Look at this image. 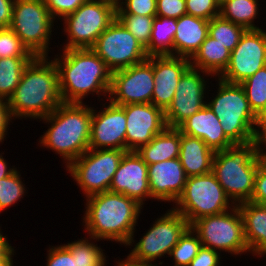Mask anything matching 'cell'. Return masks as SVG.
Wrapping results in <instances>:
<instances>
[{
	"label": "cell",
	"instance_id": "cell-50",
	"mask_svg": "<svg viewBox=\"0 0 266 266\" xmlns=\"http://www.w3.org/2000/svg\"><path fill=\"white\" fill-rule=\"evenodd\" d=\"M0 225V254L10 245L7 235H3V232L1 231Z\"/></svg>",
	"mask_w": 266,
	"mask_h": 266
},
{
	"label": "cell",
	"instance_id": "cell-42",
	"mask_svg": "<svg viewBox=\"0 0 266 266\" xmlns=\"http://www.w3.org/2000/svg\"><path fill=\"white\" fill-rule=\"evenodd\" d=\"M46 255V266H76L75 258L62 243L49 246Z\"/></svg>",
	"mask_w": 266,
	"mask_h": 266
},
{
	"label": "cell",
	"instance_id": "cell-47",
	"mask_svg": "<svg viewBox=\"0 0 266 266\" xmlns=\"http://www.w3.org/2000/svg\"><path fill=\"white\" fill-rule=\"evenodd\" d=\"M15 0H0V28H10Z\"/></svg>",
	"mask_w": 266,
	"mask_h": 266
},
{
	"label": "cell",
	"instance_id": "cell-31",
	"mask_svg": "<svg viewBox=\"0 0 266 266\" xmlns=\"http://www.w3.org/2000/svg\"><path fill=\"white\" fill-rule=\"evenodd\" d=\"M100 240L87 236L63 244L75 258L76 266H100L106 261V255L101 246L96 244Z\"/></svg>",
	"mask_w": 266,
	"mask_h": 266
},
{
	"label": "cell",
	"instance_id": "cell-20",
	"mask_svg": "<svg viewBox=\"0 0 266 266\" xmlns=\"http://www.w3.org/2000/svg\"><path fill=\"white\" fill-rule=\"evenodd\" d=\"M190 68V59L178 56H153L154 90L151 103L166 110L171 104L182 75Z\"/></svg>",
	"mask_w": 266,
	"mask_h": 266
},
{
	"label": "cell",
	"instance_id": "cell-35",
	"mask_svg": "<svg viewBox=\"0 0 266 266\" xmlns=\"http://www.w3.org/2000/svg\"><path fill=\"white\" fill-rule=\"evenodd\" d=\"M202 243L198 235L189 227L180 237L177 245L169 255L173 266H188L191 260L198 254Z\"/></svg>",
	"mask_w": 266,
	"mask_h": 266
},
{
	"label": "cell",
	"instance_id": "cell-12",
	"mask_svg": "<svg viewBox=\"0 0 266 266\" xmlns=\"http://www.w3.org/2000/svg\"><path fill=\"white\" fill-rule=\"evenodd\" d=\"M126 150L88 149L71 162L66 171L85 198L109 191L113 176Z\"/></svg>",
	"mask_w": 266,
	"mask_h": 266
},
{
	"label": "cell",
	"instance_id": "cell-49",
	"mask_svg": "<svg viewBox=\"0 0 266 266\" xmlns=\"http://www.w3.org/2000/svg\"><path fill=\"white\" fill-rule=\"evenodd\" d=\"M3 151L0 153V179L9 176L17 167H10L4 158Z\"/></svg>",
	"mask_w": 266,
	"mask_h": 266
},
{
	"label": "cell",
	"instance_id": "cell-37",
	"mask_svg": "<svg viewBox=\"0 0 266 266\" xmlns=\"http://www.w3.org/2000/svg\"><path fill=\"white\" fill-rule=\"evenodd\" d=\"M35 57L11 28H0V58Z\"/></svg>",
	"mask_w": 266,
	"mask_h": 266
},
{
	"label": "cell",
	"instance_id": "cell-4",
	"mask_svg": "<svg viewBox=\"0 0 266 266\" xmlns=\"http://www.w3.org/2000/svg\"><path fill=\"white\" fill-rule=\"evenodd\" d=\"M91 118L92 107L86 103H61L39 119L50 126L38 139V146L58 154L66 168L89 149Z\"/></svg>",
	"mask_w": 266,
	"mask_h": 266
},
{
	"label": "cell",
	"instance_id": "cell-32",
	"mask_svg": "<svg viewBox=\"0 0 266 266\" xmlns=\"http://www.w3.org/2000/svg\"><path fill=\"white\" fill-rule=\"evenodd\" d=\"M245 30L243 26L226 20L219 15L209 21L208 35L232 52Z\"/></svg>",
	"mask_w": 266,
	"mask_h": 266
},
{
	"label": "cell",
	"instance_id": "cell-34",
	"mask_svg": "<svg viewBox=\"0 0 266 266\" xmlns=\"http://www.w3.org/2000/svg\"><path fill=\"white\" fill-rule=\"evenodd\" d=\"M21 178V173L16 168L9 176L0 179V214L15 203L18 204L28 193Z\"/></svg>",
	"mask_w": 266,
	"mask_h": 266
},
{
	"label": "cell",
	"instance_id": "cell-13",
	"mask_svg": "<svg viewBox=\"0 0 266 266\" xmlns=\"http://www.w3.org/2000/svg\"><path fill=\"white\" fill-rule=\"evenodd\" d=\"M91 49L112 73L142 63L149 57L143 45L117 18L101 33Z\"/></svg>",
	"mask_w": 266,
	"mask_h": 266
},
{
	"label": "cell",
	"instance_id": "cell-38",
	"mask_svg": "<svg viewBox=\"0 0 266 266\" xmlns=\"http://www.w3.org/2000/svg\"><path fill=\"white\" fill-rule=\"evenodd\" d=\"M116 14L156 16V0H116Z\"/></svg>",
	"mask_w": 266,
	"mask_h": 266
},
{
	"label": "cell",
	"instance_id": "cell-9",
	"mask_svg": "<svg viewBox=\"0 0 266 266\" xmlns=\"http://www.w3.org/2000/svg\"><path fill=\"white\" fill-rule=\"evenodd\" d=\"M55 19L42 0H15L11 30L34 56H49Z\"/></svg>",
	"mask_w": 266,
	"mask_h": 266
},
{
	"label": "cell",
	"instance_id": "cell-3",
	"mask_svg": "<svg viewBox=\"0 0 266 266\" xmlns=\"http://www.w3.org/2000/svg\"><path fill=\"white\" fill-rule=\"evenodd\" d=\"M82 226L89 237L126 247L135 237L143 207L124 194L110 191L86 198Z\"/></svg>",
	"mask_w": 266,
	"mask_h": 266
},
{
	"label": "cell",
	"instance_id": "cell-30",
	"mask_svg": "<svg viewBox=\"0 0 266 266\" xmlns=\"http://www.w3.org/2000/svg\"><path fill=\"white\" fill-rule=\"evenodd\" d=\"M34 57L0 58V98L8 101Z\"/></svg>",
	"mask_w": 266,
	"mask_h": 266
},
{
	"label": "cell",
	"instance_id": "cell-41",
	"mask_svg": "<svg viewBox=\"0 0 266 266\" xmlns=\"http://www.w3.org/2000/svg\"><path fill=\"white\" fill-rule=\"evenodd\" d=\"M185 14V0H156V16L178 19Z\"/></svg>",
	"mask_w": 266,
	"mask_h": 266
},
{
	"label": "cell",
	"instance_id": "cell-15",
	"mask_svg": "<svg viewBox=\"0 0 266 266\" xmlns=\"http://www.w3.org/2000/svg\"><path fill=\"white\" fill-rule=\"evenodd\" d=\"M261 28L245 30L219 79L240 84L266 65V31Z\"/></svg>",
	"mask_w": 266,
	"mask_h": 266
},
{
	"label": "cell",
	"instance_id": "cell-45",
	"mask_svg": "<svg viewBox=\"0 0 266 266\" xmlns=\"http://www.w3.org/2000/svg\"><path fill=\"white\" fill-rule=\"evenodd\" d=\"M256 154L266 160V117H258L255 124L253 141Z\"/></svg>",
	"mask_w": 266,
	"mask_h": 266
},
{
	"label": "cell",
	"instance_id": "cell-11",
	"mask_svg": "<svg viewBox=\"0 0 266 266\" xmlns=\"http://www.w3.org/2000/svg\"><path fill=\"white\" fill-rule=\"evenodd\" d=\"M190 228L198 235L202 246L214 251L241 256L249 253L241 213L237 205L230 210L195 220Z\"/></svg>",
	"mask_w": 266,
	"mask_h": 266
},
{
	"label": "cell",
	"instance_id": "cell-26",
	"mask_svg": "<svg viewBox=\"0 0 266 266\" xmlns=\"http://www.w3.org/2000/svg\"><path fill=\"white\" fill-rule=\"evenodd\" d=\"M230 51L211 36H207L190 59V67L202 70L218 78L228 66Z\"/></svg>",
	"mask_w": 266,
	"mask_h": 266
},
{
	"label": "cell",
	"instance_id": "cell-10",
	"mask_svg": "<svg viewBox=\"0 0 266 266\" xmlns=\"http://www.w3.org/2000/svg\"><path fill=\"white\" fill-rule=\"evenodd\" d=\"M174 205L173 208L189 225L197 219L221 214L234 207L212 172L187 177L184 191Z\"/></svg>",
	"mask_w": 266,
	"mask_h": 266
},
{
	"label": "cell",
	"instance_id": "cell-22",
	"mask_svg": "<svg viewBox=\"0 0 266 266\" xmlns=\"http://www.w3.org/2000/svg\"><path fill=\"white\" fill-rule=\"evenodd\" d=\"M177 129L183 134L202 139L214 152L234 145L224 134L220 121L208 105L187 118Z\"/></svg>",
	"mask_w": 266,
	"mask_h": 266
},
{
	"label": "cell",
	"instance_id": "cell-8",
	"mask_svg": "<svg viewBox=\"0 0 266 266\" xmlns=\"http://www.w3.org/2000/svg\"><path fill=\"white\" fill-rule=\"evenodd\" d=\"M115 18L116 0H86L60 21L67 36L61 49L91 48Z\"/></svg>",
	"mask_w": 266,
	"mask_h": 266
},
{
	"label": "cell",
	"instance_id": "cell-27",
	"mask_svg": "<svg viewBox=\"0 0 266 266\" xmlns=\"http://www.w3.org/2000/svg\"><path fill=\"white\" fill-rule=\"evenodd\" d=\"M179 151L180 131L169 127L157 134L148 144L136 150L147 165L179 158Z\"/></svg>",
	"mask_w": 266,
	"mask_h": 266
},
{
	"label": "cell",
	"instance_id": "cell-39",
	"mask_svg": "<svg viewBox=\"0 0 266 266\" xmlns=\"http://www.w3.org/2000/svg\"><path fill=\"white\" fill-rule=\"evenodd\" d=\"M186 12L194 17L210 21L219 16L220 4L216 0H185Z\"/></svg>",
	"mask_w": 266,
	"mask_h": 266
},
{
	"label": "cell",
	"instance_id": "cell-6",
	"mask_svg": "<svg viewBox=\"0 0 266 266\" xmlns=\"http://www.w3.org/2000/svg\"><path fill=\"white\" fill-rule=\"evenodd\" d=\"M215 79L217 94L211 100L207 95L206 105L215 113L224 134L233 144L252 142L258 117L250 107L244 88L240 84Z\"/></svg>",
	"mask_w": 266,
	"mask_h": 266
},
{
	"label": "cell",
	"instance_id": "cell-36",
	"mask_svg": "<svg viewBox=\"0 0 266 266\" xmlns=\"http://www.w3.org/2000/svg\"><path fill=\"white\" fill-rule=\"evenodd\" d=\"M156 16L116 14V18L146 48L150 43L153 21Z\"/></svg>",
	"mask_w": 266,
	"mask_h": 266
},
{
	"label": "cell",
	"instance_id": "cell-46",
	"mask_svg": "<svg viewBox=\"0 0 266 266\" xmlns=\"http://www.w3.org/2000/svg\"><path fill=\"white\" fill-rule=\"evenodd\" d=\"M13 117L6 100L0 98V144L4 143L6 135H8L9 125L13 123Z\"/></svg>",
	"mask_w": 266,
	"mask_h": 266
},
{
	"label": "cell",
	"instance_id": "cell-44",
	"mask_svg": "<svg viewBox=\"0 0 266 266\" xmlns=\"http://www.w3.org/2000/svg\"><path fill=\"white\" fill-rule=\"evenodd\" d=\"M221 258L223 259L219 252L202 246L188 266H220L223 263Z\"/></svg>",
	"mask_w": 266,
	"mask_h": 266
},
{
	"label": "cell",
	"instance_id": "cell-54",
	"mask_svg": "<svg viewBox=\"0 0 266 266\" xmlns=\"http://www.w3.org/2000/svg\"><path fill=\"white\" fill-rule=\"evenodd\" d=\"M108 262V260H106L102 265H100V266H107V263Z\"/></svg>",
	"mask_w": 266,
	"mask_h": 266
},
{
	"label": "cell",
	"instance_id": "cell-16",
	"mask_svg": "<svg viewBox=\"0 0 266 266\" xmlns=\"http://www.w3.org/2000/svg\"><path fill=\"white\" fill-rule=\"evenodd\" d=\"M203 73V74H202ZM211 74L190 67L181 77L174 98L165 112V120L169 128H177L187 118L198 112L207 104V84L205 77ZM207 88V89H206ZM207 93V94H206Z\"/></svg>",
	"mask_w": 266,
	"mask_h": 266
},
{
	"label": "cell",
	"instance_id": "cell-24",
	"mask_svg": "<svg viewBox=\"0 0 266 266\" xmlns=\"http://www.w3.org/2000/svg\"><path fill=\"white\" fill-rule=\"evenodd\" d=\"M209 21L185 14L177 19L173 56L191 59L208 36Z\"/></svg>",
	"mask_w": 266,
	"mask_h": 266
},
{
	"label": "cell",
	"instance_id": "cell-2",
	"mask_svg": "<svg viewBox=\"0 0 266 266\" xmlns=\"http://www.w3.org/2000/svg\"><path fill=\"white\" fill-rule=\"evenodd\" d=\"M7 103L14 120L44 118L63 103L58 70L53 59L35 56L25 68Z\"/></svg>",
	"mask_w": 266,
	"mask_h": 266
},
{
	"label": "cell",
	"instance_id": "cell-23",
	"mask_svg": "<svg viewBox=\"0 0 266 266\" xmlns=\"http://www.w3.org/2000/svg\"><path fill=\"white\" fill-rule=\"evenodd\" d=\"M237 206L242 216L249 252L258 259L266 258V206L251 201Z\"/></svg>",
	"mask_w": 266,
	"mask_h": 266
},
{
	"label": "cell",
	"instance_id": "cell-1",
	"mask_svg": "<svg viewBox=\"0 0 266 266\" xmlns=\"http://www.w3.org/2000/svg\"><path fill=\"white\" fill-rule=\"evenodd\" d=\"M59 50L51 58L58 70L63 103L83 104L90 94L101 101L106 97L108 102L112 72L104 61L91 48Z\"/></svg>",
	"mask_w": 266,
	"mask_h": 266
},
{
	"label": "cell",
	"instance_id": "cell-29",
	"mask_svg": "<svg viewBox=\"0 0 266 266\" xmlns=\"http://www.w3.org/2000/svg\"><path fill=\"white\" fill-rule=\"evenodd\" d=\"M259 0H226L220 5V16L247 29H259Z\"/></svg>",
	"mask_w": 266,
	"mask_h": 266
},
{
	"label": "cell",
	"instance_id": "cell-5",
	"mask_svg": "<svg viewBox=\"0 0 266 266\" xmlns=\"http://www.w3.org/2000/svg\"><path fill=\"white\" fill-rule=\"evenodd\" d=\"M260 159L253 142L214 153L212 173L234 205L251 200Z\"/></svg>",
	"mask_w": 266,
	"mask_h": 266
},
{
	"label": "cell",
	"instance_id": "cell-14",
	"mask_svg": "<svg viewBox=\"0 0 266 266\" xmlns=\"http://www.w3.org/2000/svg\"><path fill=\"white\" fill-rule=\"evenodd\" d=\"M154 90L153 56L112 73L108 101L126 104L151 103Z\"/></svg>",
	"mask_w": 266,
	"mask_h": 266
},
{
	"label": "cell",
	"instance_id": "cell-19",
	"mask_svg": "<svg viewBox=\"0 0 266 266\" xmlns=\"http://www.w3.org/2000/svg\"><path fill=\"white\" fill-rule=\"evenodd\" d=\"M148 165L136 151H127L116 170L109 191L124 194L144 207V202L151 199L148 182Z\"/></svg>",
	"mask_w": 266,
	"mask_h": 266
},
{
	"label": "cell",
	"instance_id": "cell-7",
	"mask_svg": "<svg viewBox=\"0 0 266 266\" xmlns=\"http://www.w3.org/2000/svg\"><path fill=\"white\" fill-rule=\"evenodd\" d=\"M150 226L138 242L134 237L130 239L126 248L128 246L131 251L126 258L136 264L160 266L164 261L156 263L157 258H169L171 250L190 225L178 211L171 207L156 218Z\"/></svg>",
	"mask_w": 266,
	"mask_h": 266
},
{
	"label": "cell",
	"instance_id": "cell-28",
	"mask_svg": "<svg viewBox=\"0 0 266 266\" xmlns=\"http://www.w3.org/2000/svg\"><path fill=\"white\" fill-rule=\"evenodd\" d=\"M177 19L156 16L153 21L149 45L145 48L148 56H173L174 36Z\"/></svg>",
	"mask_w": 266,
	"mask_h": 266
},
{
	"label": "cell",
	"instance_id": "cell-43",
	"mask_svg": "<svg viewBox=\"0 0 266 266\" xmlns=\"http://www.w3.org/2000/svg\"><path fill=\"white\" fill-rule=\"evenodd\" d=\"M251 202L266 206V160L260 159Z\"/></svg>",
	"mask_w": 266,
	"mask_h": 266
},
{
	"label": "cell",
	"instance_id": "cell-51",
	"mask_svg": "<svg viewBox=\"0 0 266 266\" xmlns=\"http://www.w3.org/2000/svg\"><path fill=\"white\" fill-rule=\"evenodd\" d=\"M115 262H114L115 264L114 266H151V265H144V264H136V263L129 261L127 258H125L124 260L119 258V260L118 261L115 260Z\"/></svg>",
	"mask_w": 266,
	"mask_h": 266
},
{
	"label": "cell",
	"instance_id": "cell-25",
	"mask_svg": "<svg viewBox=\"0 0 266 266\" xmlns=\"http://www.w3.org/2000/svg\"><path fill=\"white\" fill-rule=\"evenodd\" d=\"M214 153L202 139L180 132L179 160L187 177L211 173Z\"/></svg>",
	"mask_w": 266,
	"mask_h": 266
},
{
	"label": "cell",
	"instance_id": "cell-53",
	"mask_svg": "<svg viewBox=\"0 0 266 266\" xmlns=\"http://www.w3.org/2000/svg\"><path fill=\"white\" fill-rule=\"evenodd\" d=\"M220 5L226 0H216Z\"/></svg>",
	"mask_w": 266,
	"mask_h": 266
},
{
	"label": "cell",
	"instance_id": "cell-21",
	"mask_svg": "<svg viewBox=\"0 0 266 266\" xmlns=\"http://www.w3.org/2000/svg\"><path fill=\"white\" fill-rule=\"evenodd\" d=\"M148 182L151 199L173 202L182 195L187 176L179 158L148 165Z\"/></svg>",
	"mask_w": 266,
	"mask_h": 266
},
{
	"label": "cell",
	"instance_id": "cell-48",
	"mask_svg": "<svg viewBox=\"0 0 266 266\" xmlns=\"http://www.w3.org/2000/svg\"><path fill=\"white\" fill-rule=\"evenodd\" d=\"M15 247L11 246V244L0 254V266H13L15 262H13V257L15 253Z\"/></svg>",
	"mask_w": 266,
	"mask_h": 266
},
{
	"label": "cell",
	"instance_id": "cell-33",
	"mask_svg": "<svg viewBox=\"0 0 266 266\" xmlns=\"http://www.w3.org/2000/svg\"><path fill=\"white\" fill-rule=\"evenodd\" d=\"M240 85L244 88L251 109L258 115L266 105V65Z\"/></svg>",
	"mask_w": 266,
	"mask_h": 266
},
{
	"label": "cell",
	"instance_id": "cell-17",
	"mask_svg": "<svg viewBox=\"0 0 266 266\" xmlns=\"http://www.w3.org/2000/svg\"><path fill=\"white\" fill-rule=\"evenodd\" d=\"M120 107L126 114V151L138 150L168 127L164 110L152 103Z\"/></svg>",
	"mask_w": 266,
	"mask_h": 266
},
{
	"label": "cell",
	"instance_id": "cell-18",
	"mask_svg": "<svg viewBox=\"0 0 266 266\" xmlns=\"http://www.w3.org/2000/svg\"><path fill=\"white\" fill-rule=\"evenodd\" d=\"M102 104L99 111L92 106L89 149L126 150L125 111L110 101Z\"/></svg>",
	"mask_w": 266,
	"mask_h": 266
},
{
	"label": "cell",
	"instance_id": "cell-52",
	"mask_svg": "<svg viewBox=\"0 0 266 266\" xmlns=\"http://www.w3.org/2000/svg\"><path fill=\"white\" fill-rule=\"evenodd\" d=\"M257 117H266V105L265 108L257 115Z\"/></svg>",
	"mask_w": 266,
	"mask_h": 266
},
{
	"label": "cell",
	"instance_id": "cell-40",
	"mask_svg": "<svg viewBox=\"0 0 266 266\" xmlns=\"http://www.w3.org/2000/svg\"><path fill=\"white\" fill-rule=\"evenodd\" d=\"M47 6L50 15L56 20H62L65 16L73 13L86 0H42ZM58 17V18H57Z\"/></svg>",
	"mask_w": 266,
	"mask_h": 266
}]
</instances>
